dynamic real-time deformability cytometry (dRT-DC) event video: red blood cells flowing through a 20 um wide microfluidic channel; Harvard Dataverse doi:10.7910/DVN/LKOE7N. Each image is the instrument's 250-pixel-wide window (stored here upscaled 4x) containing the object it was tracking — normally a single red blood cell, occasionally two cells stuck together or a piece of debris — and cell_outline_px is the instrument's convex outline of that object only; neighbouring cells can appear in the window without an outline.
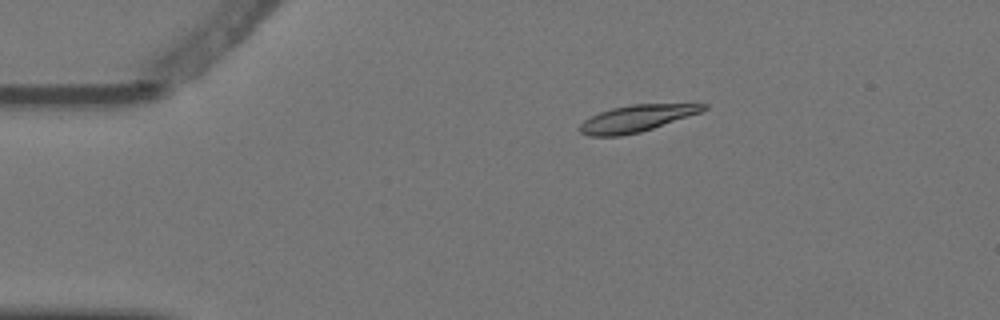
{"species": "Egyptian fruit bat (a non-hibernating species)", "species_latin": "Rousettus aegyptiacus", "temperature_condition": "warm", "stored_images_in_passage": 7, "camera_frame_rate_fps": 3000, "um_per_image_px": 0.085, "animal": {"sex": "female"}, "frame": {"image": 1, "passage_image": 4, "time_ms": 1.0, "image_size_px": [1000, 320], "cell_outline_px": [[708, 108], [700, 112], [640, 132], [620, 136], [588, 136], [580, 132], [580, 124], [584, 120], [600, 112], [612, 108], [632, 104], [708, 104]], "centroid_in_image_um": [54.07, 10.07], "position_along_channel_um": 30.9, "area_um2": 18.9}}
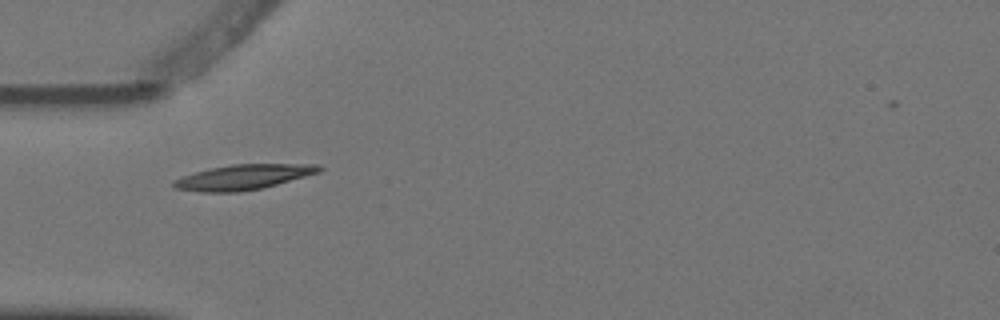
{"frame": {"image": 2, "passage_image": 6, "time_ms": 1.667, "image_size_px": [1000, 320], "cell_outline_px": [[324, 168], [320, 172], [276, 184], [260, 188], [240, 192], [200, 192], [172, 188], [172, 180], [180, 176], [208, 168], [232, 164], [320, 164]], "centroid_in_image_um": [20.62, 15.05], "position_along_channel_um": 64.4, "area_um2": 21.44}}
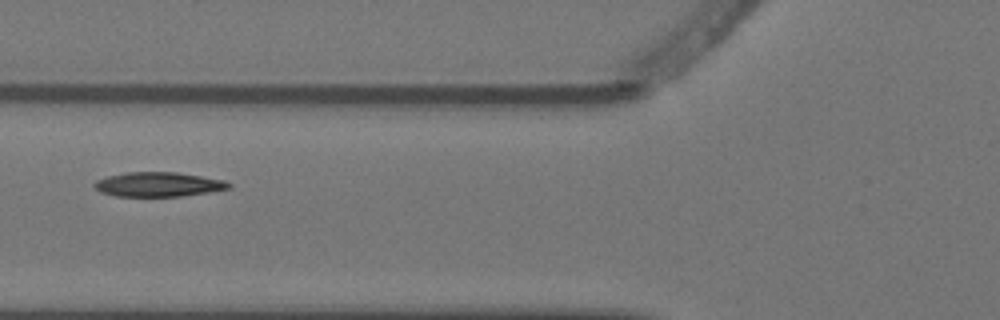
{"frame": {"image": 3, "passage_image": 7, "time_ms": 2.0, "image_size_px": [1000, 320], "cell_outline_px": [[232, 188], [184, 196], [116, 196], [100, 192], [92, 184], [96, 180], [108, 176], [128, 172], [176, 172], [224, 180], [232, 184]], "centroid_in_image_um": [13.47, 15.67], "position_along_channel_um": 112.3, "area_um2": 19.13}}